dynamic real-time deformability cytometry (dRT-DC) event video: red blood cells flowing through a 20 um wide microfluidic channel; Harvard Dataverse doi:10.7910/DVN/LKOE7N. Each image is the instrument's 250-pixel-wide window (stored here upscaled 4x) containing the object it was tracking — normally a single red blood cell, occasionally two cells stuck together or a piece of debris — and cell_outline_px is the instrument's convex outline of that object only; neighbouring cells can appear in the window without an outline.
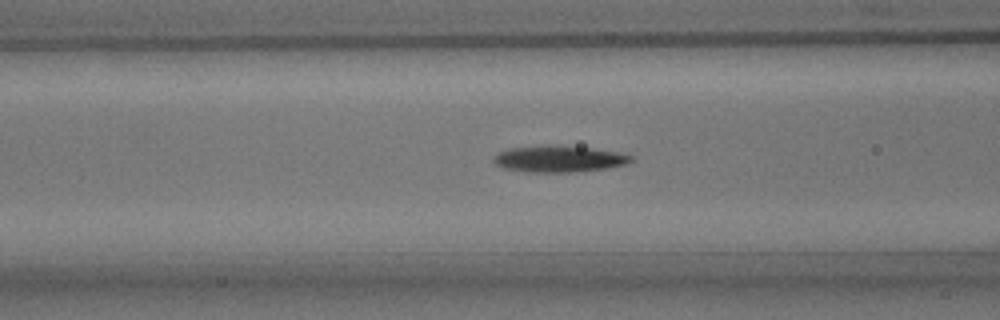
{"species": "common noctule bat (a hibernating species)", "species_latin": "Nyctalus noctula", "temperature_condition": "room temperature", "stored_images_in_passage": 38, "camera_frame_rate_fps": 3000, "um_per_image_px": 0.085, "animal": {"sex": "male", "body_mass_g": 15.6}, "frame": {"image": 1, "passage_image": 6, "time_ms": 1.667, "image_size_px": [1000, 320], "cell_outline_px": [[632, 160], [628, 164], [604, 168], [572, 172], [528, 172], [504, 168], [496, 164], [492, 160], [492, 156], [508, 148], [548, 144], [592, 148], [616, 152], [632, 156]], "centroid_in_image_um": [47.46, 13.49], "position_along_channel_um": 119.1, "area_um2": 21.21}}
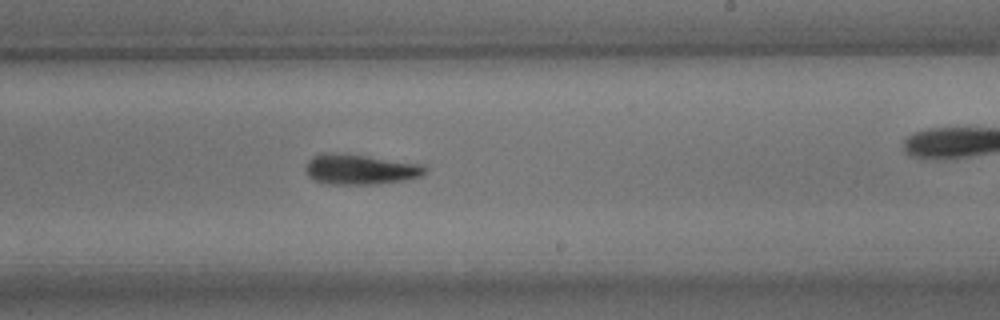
{"frame": {"image": 2, "passage_image": 17, "time_ms": 5.333, "image_size_px": [1000, 320], "cell_outline_px": [[428, 172], [420, 176], [404, 180], [372, 184], [328, 184], [316, 180], [308, 176], [304, 172], [304, 168], [308, 160], [312, 156], [324, 152], [336, 152], [368, 156], [424, 164], [428, 168]], "centroid_in_image_um": [30.6, 14.38], "position_along_channel_um": 258.4, "area_um2": 21.33}}
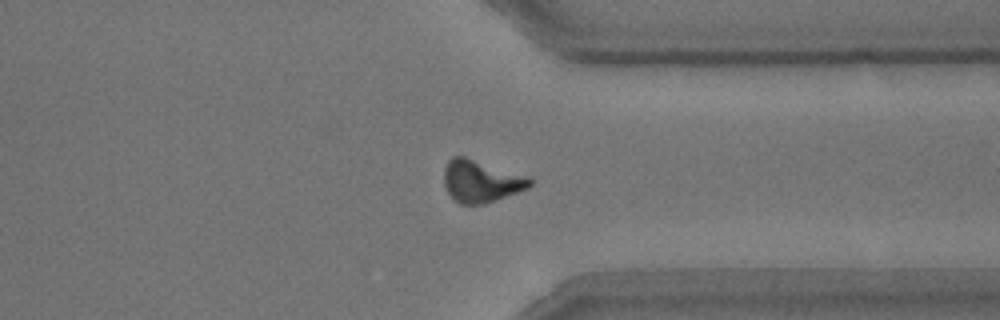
{"frame": {"image": 3, "passage_image": 26, "time_ms": 8.333, "image_size_px": [1000, 320], "cell_outline_px": [[532, 184], [528, 188], [484, 204], [460, 204], [452, 200], [444, 184], [444, 168], [448, 160], [452, 156], [464, 156], [528, 176], [532, 180]], "centroid_in_image_um": [40.85, 15.4], "position_along_channel_um": 370.5, "area_um2": 21.1}, "authors_computed_cell_mechanics": {"area_um2": 20.5479, "velocity_mm_per_s": 3.8003, "shape_relaxation_time_tau1_ms": 4.6653, "shape_relaxation_time_tau2_ms": 6.1149, "deformation_change_tau1": 0.164, "deformation_change_tau2": 0.1715}}